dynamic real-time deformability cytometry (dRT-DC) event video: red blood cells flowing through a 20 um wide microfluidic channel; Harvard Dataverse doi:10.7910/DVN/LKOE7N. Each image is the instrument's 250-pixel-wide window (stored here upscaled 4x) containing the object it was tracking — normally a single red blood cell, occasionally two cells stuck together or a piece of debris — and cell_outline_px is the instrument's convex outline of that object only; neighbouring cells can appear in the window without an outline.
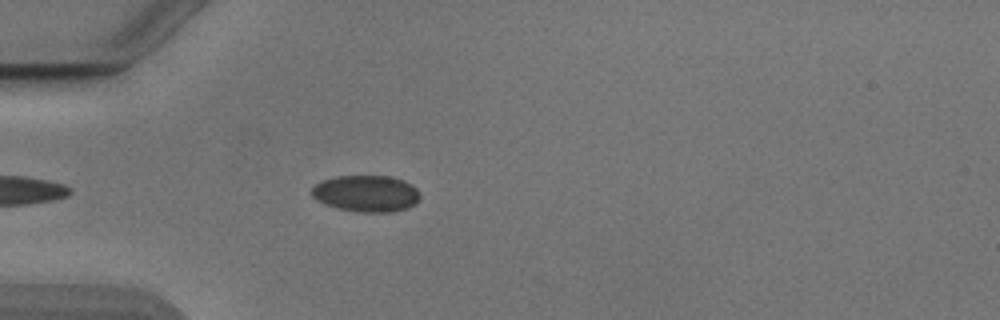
{"species": "Egyptian fruit bat (a non-hibernating species)", "species_latin": "Rousettus aegyptiacus", "temperature_condition": "cold", "stored_images_in_passage": 10, "camera_frame_rate_fps": 3000, "um_per_image_px": 0.085, "animal": {"sex": "male"}, "frame": {"image": 1, "passage_image": 5, "time_ms": 1.333, "image_size_px": [1000, 320], "cell_outline_px": [[420, 196], [416, 204], [408, 208], [392, 212], [360, 212], [340, 208], [324, 204], [316, 200], [312, 196], [312, 188], [316, 184], [324, 180], [336, 176], [388, 176], [404, 180], [416, 188]], "centroid_in_image_um": [31.15, 16.45], "position_along_channel_um": 53.9, "area_um2": 23.0}}